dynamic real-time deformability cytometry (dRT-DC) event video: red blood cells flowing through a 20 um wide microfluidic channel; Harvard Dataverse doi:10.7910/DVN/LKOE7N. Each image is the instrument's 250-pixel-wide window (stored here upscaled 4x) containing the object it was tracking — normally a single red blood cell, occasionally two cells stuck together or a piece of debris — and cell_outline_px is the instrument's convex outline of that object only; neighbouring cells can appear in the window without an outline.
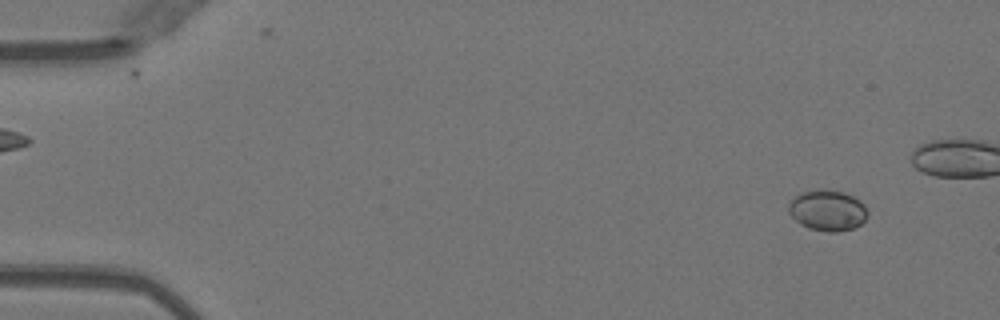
{"species": "Egyptian fruit bat (a non-hibernating species)", "species_latin": "Rousettus aegyptiacus", "temperature_condition": "warm", "stored_images_in_passage": 42, "camera_frame_rate_fps": 3000, "um_per_image_px": 0.085, "animal": {"sex": "female"}, "frame": {"image": 1, "passage_image": 4, "time_ms": 1.0, "image_size_px": [1000, 320], "cell_outline_px": [[868, 216], [860, 224], [852, 228], [840, 232], [828, 232], [808, 228], [800, 224], [788, 212], [788, 204], [800, 192], [844, 192], [860, 200], [864, 204], [868, 212]], "centroid_in_image_um": [70.36, 17.93], "position_along_channel_um": 14.6, "area_um2": 18.32}}
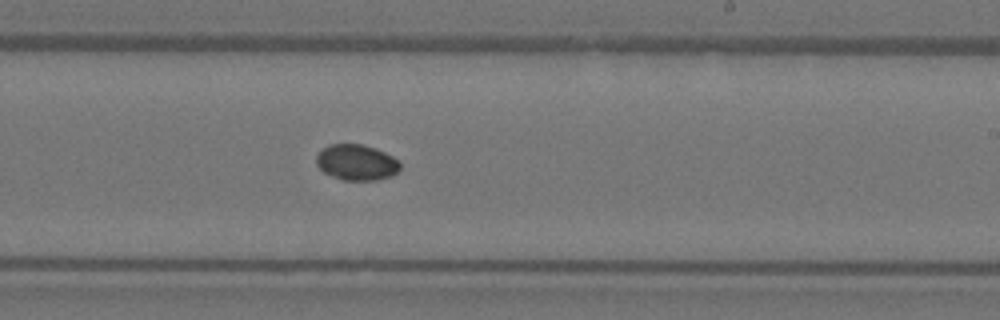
{"frame": {"image": 2, "passage_image": 31, "time_ms": 10.0, "image_size_px": [1000, 320], "cell_outline_px": [[400, 168], [392, 176], [376, 180], [344, 180], [332, 176], [324, 172], [316, 164], [316, 156], [328, 144], [364, 144], [376, 148], [400, 160]], "centroid_in_image_um": [30.32, 13.8], "position_along_channel_um": 258.7, "area_um2": 17.51}}
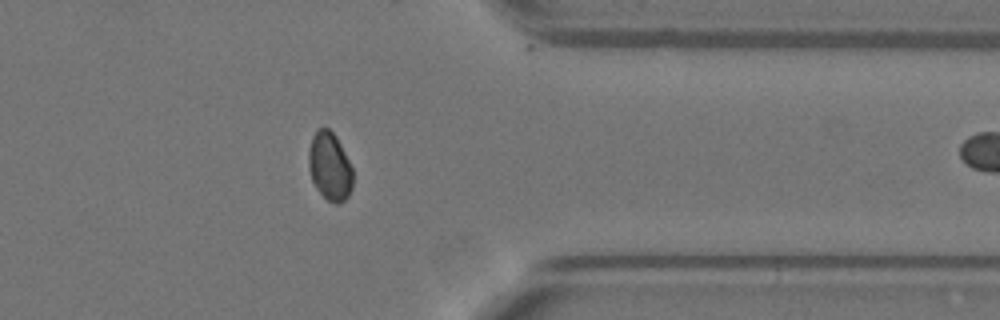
{"frame": {"image": 3, "passage_image": 41, "time_ms": 13.333, "image_size_px": [1000, 320], "cell_outline_px": [[352, 188], [348, 196], [344, 200], [336, 204], [328, 200], [316, 188], [312, 180], [308, 168], [308, 152], [312, 136], [316, 128], [328, 128], [336, 136], [352, 168]], "centroid_in_image_um": [28.0, 14.13], "position_along_channel_um": 383.4, "area_um2": 17.51}}